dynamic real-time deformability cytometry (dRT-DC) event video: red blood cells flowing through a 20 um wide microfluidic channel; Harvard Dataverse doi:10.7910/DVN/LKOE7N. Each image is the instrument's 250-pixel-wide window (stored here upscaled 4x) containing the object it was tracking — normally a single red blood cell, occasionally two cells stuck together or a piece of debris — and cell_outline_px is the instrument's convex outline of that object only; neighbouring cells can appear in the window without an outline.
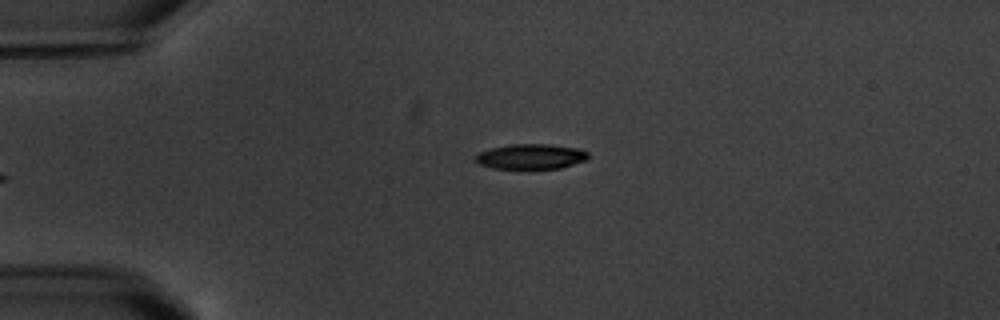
{"species": "common noctule bat (a hibernating species)", "species_latin": "Nyctalus noctula", "temperature_condition": "warm", "stored_images_in_passage": 6, "segment_of_instrument_passage": [2, 2], "camera_frame_rate_fps": 3000, "um_per_image_px": 0.085, "animal": {"sex": "male", "body_mass_g": 20.1, "forearm_length_mm": 53.5}, "frame": {"image": 1, "passage_image": 6, "time_ms": 6.667, "image_size_px": [1000, 320], "cell_outline_px": [[588, 160], [560, 168], [492, 168], [480, 164], [476, 160], [476, 156], [480, 152], [488, 148], [512, 144], [548, 144], [580, 148], [588, 152]], "centroid_in_image_um": [45.17, 13.29], "position_along_channel_um": 39.8, "area_um2": 16.47}}